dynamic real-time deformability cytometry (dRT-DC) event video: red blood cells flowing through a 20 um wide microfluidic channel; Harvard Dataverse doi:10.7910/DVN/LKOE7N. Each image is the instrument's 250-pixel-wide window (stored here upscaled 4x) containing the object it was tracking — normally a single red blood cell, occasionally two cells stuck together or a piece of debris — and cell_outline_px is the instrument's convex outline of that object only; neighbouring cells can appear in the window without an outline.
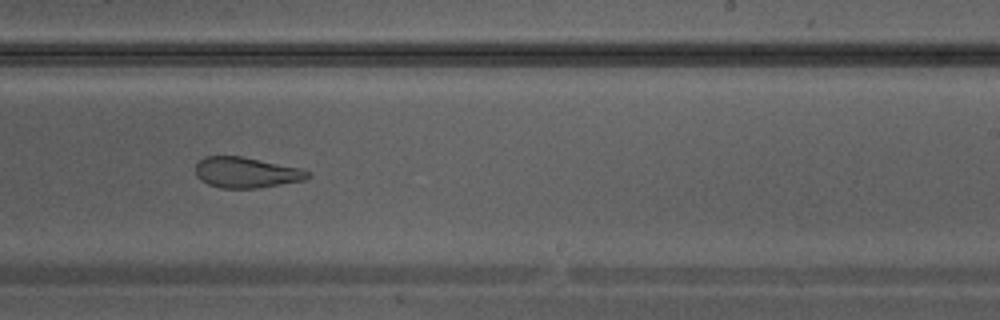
{"species": "Egyptian fruit bat (a non-hibernating species)", "species_latin": "Rousettus aegyptiacus", "temperature_condition": "warm", "stored_images_in_passage": 25, "camera_frame_rate_fps": 3000, "um_per_image_px": 0.085, "animal": {"sex": "male"}, "frame": {"image": 1, "passage_image": 15, "time_ms": 4.667, "image_size_px": [1000, 320], "cell_outline_px": [[308, 176], [304, 180], [256, 188], [220, 188], [208, 184], [200, 180], [196, 176], [196, 164], [204, 156], [240, 156], [300, 168], [308, 172]], "centroid_in_image_um": [20.87, 14.66], "position_along_channel_um": 268.1, "area_um2": 19.77}}